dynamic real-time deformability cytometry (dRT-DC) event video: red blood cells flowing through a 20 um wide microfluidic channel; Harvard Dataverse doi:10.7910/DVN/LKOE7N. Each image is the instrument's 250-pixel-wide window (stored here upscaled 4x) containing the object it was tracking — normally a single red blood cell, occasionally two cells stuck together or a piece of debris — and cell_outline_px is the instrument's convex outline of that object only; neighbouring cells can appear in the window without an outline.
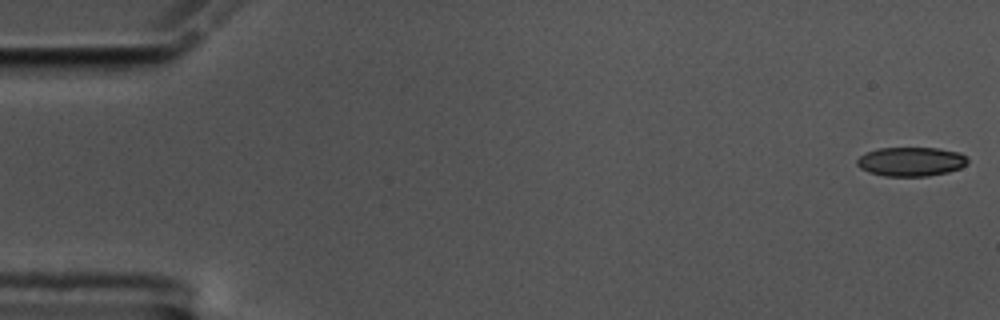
{"species": "common noctule bat (a hibernating species)", "species_latin": "Nyctalus noctula", "temperature_condition": "cold", "stored_images_in_passage": 17, "camera_frame_rate_fps": 3000, "um_per_image_px": 0.085, "animal": {"sex": "male", "body_mass_g": 17.5, "forearm_length_mm": 52.3}, "frame": {"image": 1, "passage_image": 1, "time_ms": 0.0, "image_size_px": [1000, 320], "cell_outline_px": [[968, 164], [960, 168], [948, 172], [928, 176], [884, 176], [868, 172], [860, 168], [856, 164], [856, 160], [860, 156], [868, 152], [880, 148], [936, 148], [960, 152], [968, 156]], "centroid_in_image_um": [77.47, 13.74], "position_along_channel_um": 7.5, "area_um2": 18.9}}
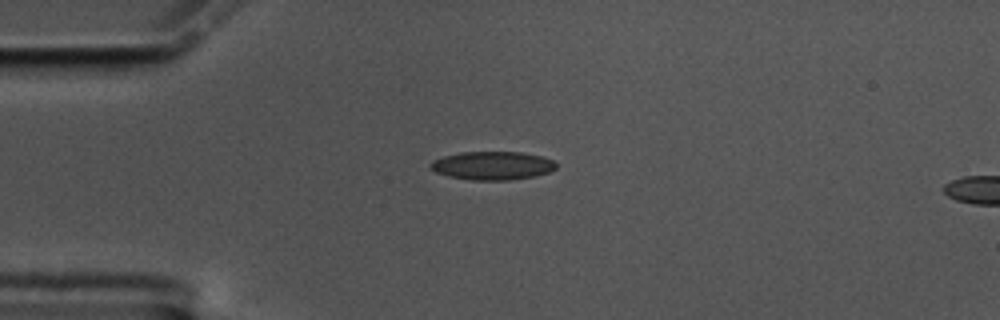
{"frame": {"image": 2, "passage_image": 14, "time_ms": 4.333, "image_size_px": [1000, 320], "cell_outline_px": [[556, 168], [552, 172], [536, 176], [508, 180], [472, 180], [448, 176], [436, 172], [428, 164], [432, 160], [444, 156], [460, 152], [520, 152], [540, 156], [552, 160], [556, 164]], "centroid_in_image_um": [41.86, 14.08], "position_along_channel_um": 43.1, "area_um2": 20.81}}